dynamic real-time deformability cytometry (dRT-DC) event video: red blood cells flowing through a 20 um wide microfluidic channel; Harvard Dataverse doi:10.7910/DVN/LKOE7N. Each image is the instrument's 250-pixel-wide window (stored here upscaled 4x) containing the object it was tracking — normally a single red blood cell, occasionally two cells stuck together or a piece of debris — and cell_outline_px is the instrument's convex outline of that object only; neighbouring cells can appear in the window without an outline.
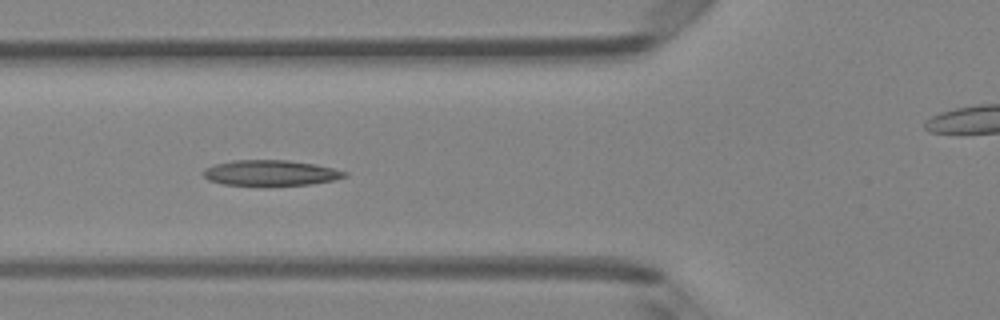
{"species": "Egyptian fruit bat (a non-hibernating species)", "species_latin": "Rousettus aegyptiacus", "temperature_condition": "room temperature", "stored_images_in_passage": 7, "camera_frame_rate_fps": 3000, "um_per_image_px": 0.085, "animal": {"sex": "female"}, "frame": {"image": 1, "passage_image": 5, "time_ms": 1.333, "image_size_px": [1000, 320], "cell_outline_px": [[348, 176], [332, 180], [312, 184], [224, 184], [208, 180], [200, 172], [204, 168], [212, 164], [232, 160], [288, 160], [316, 164], [348, 172]], "centroid_in_image_um": [22.96, 14.67], "position_along_channel_um": 102.8, "area_um2": 20.81}}
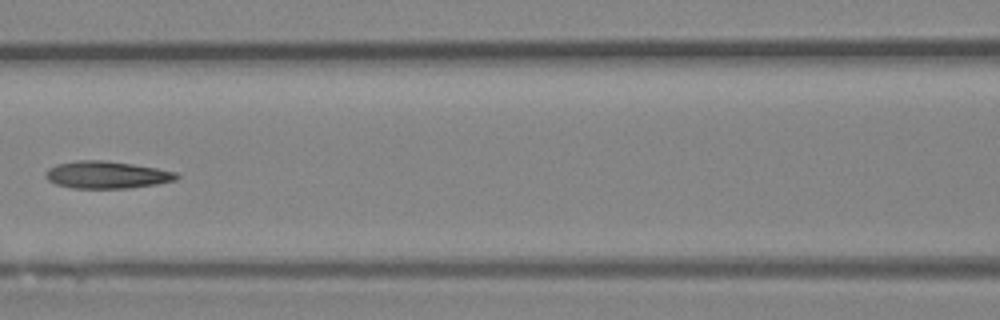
{"frame": {"image": 2, "passage_image": 6, "time_ms": 1.667, "image_size_px": [1000, 320], "cell_outline_px": [[180, 176], [176, 180], [156, 184], [128, 188], [72, 188], [56, 184], [48, 180], [44, 176], [44, 172], [48, 168], [56, 164], [76, 160], [104, 160], [132, 164], [156, 168], [176, 172]], "centroid_in_image_um": [9.03, 14.85], "position_along_channel_um": 157.6, "area_um2": 20.87}}
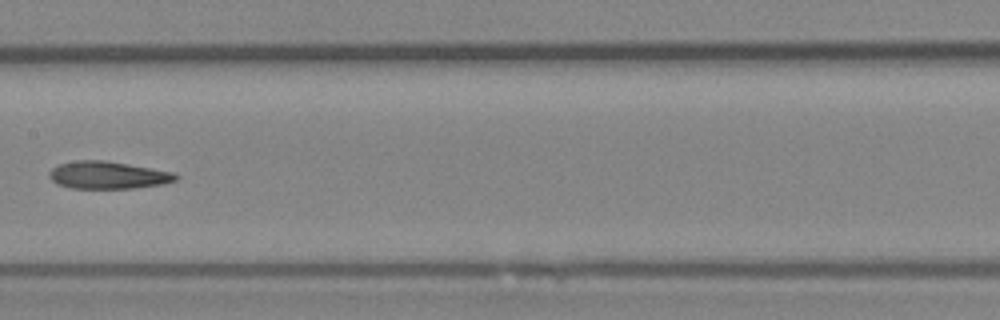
{"frame": {"image": 3, "passage_image": 7, "time_ms": 2.0, "image_size_px": [1000, 320], "cell_outline_px": [[180, 176], [176, 180], [164, 184], [132, 188], [72, 188], [56, 184], [48, 176], [48, 172], [52, 168], [60, 164], [76, 160], [104, 160], [128, 164], [172, 172]], "centroid_in_image_um": [9.15, 14.88], "position_along_channel_um": 198.3, "area_um2": 20.17}}